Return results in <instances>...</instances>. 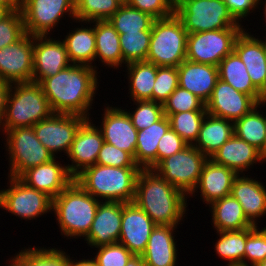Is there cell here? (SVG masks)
<instances>
[{"label": "cell", "mask_w": 266, "mask_h": 266, "mask_svg": "<svg viewBox=\"0 0 266 266\" xmlns=\"http://www.w3.org/2000/svg\"><path fill=\"white\" fill-rule=\"evenodd\" d=\"M94 35L96 44L95 62L99 59L102 65L122 67L123 55L121 52L120 36L109 20L94 21Z\"/></svg>", "instance_id": "cell-29"}, {"label": "cell", "mask_w": 266, "mask_h": 266, "mask_svg": "<svg viewBox=\"0 0 266 266\" xmlns=\"http://www.w3.org/2000/svg\"><path fill=\"white\" fill-rule=\"evenodd\" d=\"M91 121V118L86 119L81 124L66 155L71 160L67 168L74 178L85 168L96 164L104 143L100 129Z\"/></svg>", "instance_id": "cell-18"}, {"label": "cell", "mask_w": 266, "mask_h": 266, "mask_svg": "<svg viewBox=\"0 0 266 266\" xmlns=\"http://www.w3.org/2000/svg\"><path fill=\"white\" fill-rule=\"evenodd\" d=\"M233 134V121L206 114L193 146L210 158Z\"/></svg>", "instance_id": "cell-28"}, {"label": "cell", "mask_w": 266, "mask_h": 266, "mask_svg": "<svg viewBox=\"0 0 266 266\" xmlns=\"http://www.w3.org/2000/svg\"><path fill=\"white\" fill-rule=\"evenodd\" d=\"M108 20L119 34H125L126 32L152 30L155 18L124 2Z\"/></svg>", "instance_id": "cell-37"}, {"label": "cell", "mask_w": 266, "mask_h": 266, "mask_svg": "<svg viewBox=\"0 0 266 266\" xmlns=\"http://www.w3.org/2000/svg\"><path fill=\"white\" fill-rule=\"evenodd\" d=\"M97 250L94 258L98 266H126L129 259L134 256L119 242L97 247Z\"/></svg>", "instance_id": "cell-47"}, {"label": "cell", "mask_w": 266, "mask_h": 266, "mask_svg": "<svg viewBox=\"0 0 266 266\" xmlns=\"http://www.w3.org/2000/svg\"><path fill=\"white\" fill-rule=\"evenodd\" d=\"M4 134V145L9 155L8 176L19 177L28 168L54 159L49 150L37 139L33 127H18Z\"/></svg>", "instance_id": "cell-8"}, {"label": "cell", "mask_w": 266, "mask_h": 266, "mask_svg": "<svg viewBox=\"0 0 266 266\" xmlns=\"http://www.w3.org/2000/svg\"><path fill=\"white\" fill-rule=\"evenodd\" d=\"M234 52L244 63L253 85L266 97L265 41L244 29L236 38Z\"/></svg>", "instance_id": "cell-22"}, {"label": "cell", "mask_w": 266, "mask_h": 266, "mask_svg": "<svg viewBox=\"0 0 266 266\" xmlns=\"http://www.w3.org/2000/svg\"><path fill=\"white\" fill-rule=\"evenodd\" d=\"M11 84L0 78V120L4 117L6 111V102Z\"/></svg>", "instance_id": "cell-52"}, {"label": "cell", "mask_w": 266, "mask_h": 266, "mask_svg": "<svg viewBox=\"0 0 266 266\" xmlns=\"http://www.w3.org/2000/svg\"><path fill=\"white\" fill-rule=\"evenodd\" d=\"M125 67L128 76L129 97L132 101H152V90L157 76V68L147 61L133 62Z\"/></svg>", "instance_id": "cell-35"}, {"label": "cell", "mask_w": 266, "mask_h": 266, "mask_svg": "<svg viewBox=\"0 0 266 266\" xmlns=\"http://www.w3.org/2000/svg\"><path fill=\"white\" fill-rule=\"evenodd\" d=\"M25 33L22 11H11L0 21V49L15 43Z\"/></svg>", "instance_id": "cell-45"}, {"label": "cell", "mask_w": 266, "mask_h": 266, "mask_svg": "<svg viewBox=\"0 0 266 266\" xmlns=\"http://www.w3.org/2000/svg\"><path fill=\"white\" fill-rule=\"evenodd\" d=\"M53 111L38 83L11 84L6 111L1 119L2 133L18 127H32L49 118Z\"/></svg>", "instance_id": "cell-5"}, {"label": "cell", "mask_w": 266, "mask_h": 266, "mask_svg": "<svg viewBox=\"0 0 266 266\" xmlns=\"http://www.w3.org/2000/svg\"><path fill=\"white\" fill-rule=\"evenodd\" d=\"M8 188L0 190V208L21 220H35L52 212V198L27 186L18 177L8 176Z\"/></svg>", "instance_id": "cell-10"}, {"label": "cell", "mask_w": 266, "mask_h": 266, "mask_svg": "<svg viewBox=\"0 0 266 266\" xmlns=\"http://www.w3.org/2000/svg\"><path fill=\"white\" fill-rule=\"evenodd\" d=\"M97 71L88 65L71 64L43 79L39 85L53 113L80 115L90 119L89 111L99 90L100 72Z\"/></svg>", "instance_id": "cell-1"}, {"label": "cell", "mask_w": 266, "mask_h": 266, "mask_svg": "<svg viewBox=\"0 0 266 266\" xmlns=\"http://www.w3.org/2000/svg\"><path fill=\"white\" fill-rule=\"evenodd\" d=\"M175 14L188 34L217 29H245L233 18L223 0H175Z\"/></svg>", "instance_id": "cell-7"}, {"label": "cell", "mask_w": 266, "mask_h": 266, "mask_svg": "<svg viewBox=\"0 0 266 266\" xmlns=\"http://www.w3.org/2000/svg\"><path fill=\"white\" fill-rule=\"evenodd\" d=\"M126 3L155 19L169 17L175 13V0H126Z\"/></svg>", "instance_id": "cell-49"}, {"label": "cell", "mask_w": 266, "mask_h": 266, "mask_svg": "<svg viewBox=\"0 0 266 266\" xmlns=\"http://www.w3.org/2000/svg\"><path fill=\"white\" fill-rule=\"evenodd\" d=\"M188 197L153 169H141L136 180L134 203L156 225L177 226L187 214Z\"/></svg>", "instance_id": "cell-2"}, {"label": "cell", "mask_w": 266, "mask_h": 266, "mask_svg": "<svg viewBox=\"0 0 266 266\" xmlns=\"http://www.w3.org/2000/svg\"><path fill=\"white\" fill-rule=\"evenodd\" d=\"M264 1H265V2H264ZM264 1H263V0H258V5H261V6H262V4L264 5V6H263V7H264V9H263V10H264V11H263V12H264V13H263L264 15H263V16L265 17V20H264V21H265V23H266V0H264ZM262 2H263V3H262ZM260 3H261V4H260ZM265 39H266V38H265Z\"/></svg>", "instance_id": "cell-58"}, {"label": "cell", "mask_w": 266, "mask_h": 266, "mask_svg": "<svg viewBox=\"0 0 266 266\" xmlns=\"http://www.w3.org/2000/svg\"><path fill=\"white\" fill-rule=\"evenodd\" d=\"M96 164L113 167H139L130 153L106 142L103 143L99 151Z\"/></svg>", "instance_id": "cell-48"}, {"label": "cell", "mask_w": 266, "mask_h": 266, "mask_svg": "<svg viewBox=\"0 0 266 266\" xmlns=\"http://www.w3.org/2000/svg\"><path fill=\"white\" fill-rule=\"evenodd\" d=\"M265 40V64H266V39Z\"/></svg>", "instance_id": "cell-60"}, {"label": "cell", "mask_w": 266, "mask_h": 266, "mask_svg": "<svg viewBox=\"0 0 266 266\" xmlns=\"http://www.w3.org/2000/svg\"><path fill=\"white\" fill-rule=\"evenodd\" d=\"M1 130H2V127H1V120H0V132L2 133V131H1Z\"/></svg>", "instance_id": "cell-61"}, {"label": "cell", "mask_w": 266, "mask_h": 266, "mask_svg": "<svg viewBox=\"0 0 266 266\" xmlns=\"http://www.w3.org/2000/svg\"><path fill=\"white\" fill-rule=\"evenodd\" d=\"M237 175L234 170L216 164L208 158L203 166L198 184L188 198L195 196L194 193H198V190H200V197L203 203L205 202L204 204L210 205L230 195L234 178Z\"/></svg>", "instance_id": "cell-23"}, {"label": "cell", "mask_w": 266, "mask_h": 266, "mask_svg": "<svg viewBox=\"0 0 266 266\" xmlns=\"http://www.w3.org/2000/svg\"><path fill=\"white\" fill-rule=\"evenodd\" d=\"M255 266H266V259L264 261L257 263Z\"/></svg>", "instance_id": "cell-59"}, {"label": "cell", "mask_w": 266, "mask_h": 266, "mask_svg": "<svg viewBox=\"0 0 266 266\" xmlns=\"http://www.w3.org/2000/svg\"><path fill=\"white\" fill-rule=\"evenodd\" d=\"M178 86L177 67L158 66L152 90V101L163 105Z\"/></svg>", "instance_id": "cell-44"}, {"label": "cell", "mask_w": 266, "mask_h": 266, "mask_svg": "<svg viewBox=\"0 0 266 266\" xmlns=\"http://www.w3.org/2000/svg\"><path fill=\"white\" fill-rule=\"evenodd\" d=\"M266 259V227L247 228L244 266H255Z\"/></svg>", "instance_id": "cell-42"}, {"label": "cell", "mask_w": 266, "mask_h": 266, "mask_svg": "<svg viewBox=\"0 0 266 266\" xmlns=\"http://www.w3.org/2000/svg\"><path fill=\"white\" fill-rule=\"evenodd\" d=\"M86 119L80 115L53 113L32 127L37 139L55 158L59 152L68 154L77 130Z\"/></svg>", "instance_id": "cell-13"}, {"label": "cell", "mask_w": 266, "mask_h": 266, "mask_svg": "<svg viewBox=\"0 0 266 266\" xmlns=\"http://www.w3.org/2000/svg\"><path fill=\"white\" fill-rule=\"evenodd\" d=\"M193 110H206L205 103L180 86L163 103V113L167 117L170 114Z\"/></svg>", "instance_id": "cell-41"}, {"label": "cell", "mask_w": 266, "mask_h": 266, "mask_svg": "<svg viewBox=\"0 0 266 266\" xmlns=\"http://www.w3.org/2000/svg\"><path fill=\"white\" fill-rule=\"evenodd\" d=\"M188 32L174 13L152 24L147 62L156 66L178 67L186 59Z\"/></svg>", "instance_id": "cell-6"}, {"label": "cell", "mask_w": 266, "mask_h": 266, "mask_svg": "<svg viewBox=\"0 0 266 266\" xmlns=\"http://www.w3.org/2000/svg\"><path fill=\"white\" fill-rule=\"evenodd\" d=\"M123 3L122 0H75V22L108 20Z\"/></svg>", "instance_id": "cell-38"}, {"label": "cell", "mask_w": 266, "mask_h": 266, "mask_svg": "<svg viewBox=\"0 0 266 266\" xmlns=\"http://www.w3.org/2000/svg\"><path fill=\"white\" fill-rule=\"evenodd\" d=\"M258 103L250 96L218 79L205 104L207 114L235 122L248 114Z\"/></svg>", "instance_id": "cell-17"}, {"label": "cell", "mask_w": 266, "mask_h": 266, "mask_svg": "<svg viewBox=\"0 0 266 266\" xmlns=\"http://www.w3.org/2000/svg\"><path fill=\"white\" fill-rule=\"evenodd\" d=\"M140 167H113L95 164L85 168L74 180L101 202L134 201Z\"/></svg>", "instance_id": "cell-3"}, {"label": "cell", "mask_w": 266, "mask_h": 266, "mask_svg": "<svg viewBox=\"0 0 266 266\" xmlns=\"http://www.w3.org/2000/svg\"><path fill=\"white\" fill-rule=\"evenodd\" d=\"M56 158L28 168L18 178L27 186L45 192L52 199L55 198L74 181L66 163L62 165Z\"/></svg>", "instance_id": "cell-20"}, {"label": "cell", "mask_w": 266, "mask_h": 266, "mask_svg": "<svg viewBox=\"0 0 266 266\" xmlns=\"http://www.w3.org/2000/svg\"><path fill=\"white\" fill-rule=\"evenodd\" d=\"M34 36L25 33L0 49V78L10 84L32 82Z\"/></svg>", "instance_id": "cell-14"}, {"label": "cell", "mask_w": 266, "mask_h": 266, "mask_svg": "<svg viewBox=\"0 0 266 266\" xmlns=\"http://www.w3.org/2000/svg\"><path fill=\"white\" fill-rule=\"evenodd\" d=\"M208 157L193 145L161 160L153 170L187 197L194 191Z\"/></svg>", "instance_id": "cell-9"}, {"label": "cell", "mask_w": 266, "mask_h": 266, "mask_svg": "<svg viewBox=\"0 0 266 266\" xmlns=\"http://www.w3.org/2000/svg\"><path fill=\"white\" fill-rule=\"evenodd\" d=\"M243 30L217 29L188 34L186 59L218 66L225 56L234 51L236 38Z\"/></svg>", "instance_id": "cell-11"}, {"label": "cell", "mask_w": 266, "mask_h": 266, "mask_svg": "<svg viewBox=\"0 0 266 266\" xmlns=\"http://www.w3.org/2000/svg\"><path fill=\"white\" fill-rule=\"evenodd\" d=\"M25 32L32 36H48L65 15L75 17V0H21Z\"/></svg>", "instance_id": "cell-12"}, {"label": "cell", "mask_w": 266, "mask_h": 266, "mask_svg": "<svg viewBox=\"0 0 266 266\" xmlns=\"http://www.w3.org/2000/svg\"><path fill=\"white\" fill-rule=\"evenodd\" d=\"M102 123L97 125L104 142L130 153L135 160L138 130L123 108L105 106Z\"/></svg>", "instance_id": "cell-19"}, {"label": "cell", "mask_w": 266, "mask_h": 266, "mask_svg": "<svg viewBox=\"0 0 266 266\" xmlns=\"http://www.w3.org/2000/svg\"><path fill=\"white\" fill-rule=\"evenodd\" d=\"M121 202H100L88 234L83 238L90 247L116 243L120 239Z\"/></svg>", "instance_id": "cell-21"}, {"label": "cell", "mask_w": 266, "mask_h": 266, "mask_svg": "<svg viewBox=\"0 0 266 266\" xmlns=\"http://www.w3.org/2000/svg\"><path fill=\"white\" fill-rule=\"evenodd\" d=\"M214 229L217 231H239L254 225L247 219L240 203L231 195L209 205Z\"/></svg>", "instance_id": "cell-33"}, {"label": "cell", "mask_w": 266, "mask_h": 266, "mask_svg": "<svg viewBox=\"0 0 266 266\" xmlns=\"http://www.w3.org/2000/svg\"><path fill=\"white\" fill-rule=\"evenodd\" d=\"M8 266H29V247L19 250L13 257H10Z\"/></svg>", "instance_id": "cell-53"}, {"label": "cell", "mask_w": 266, "mask_h": 266, "mask_svg": "<svg viewBox=\"0 0 266 266\" xmlns=\"http://www.w3.org/2000/svg\"><path fill=\"white\" fill-rule=\"evenodd\" d=\"M156 224L134 202L122 203V220L119 243L133 255H142Z\"/></svg>", "instance_id": "cell-16"}, {"label": "cell", "mask_w": 266, "mask_h": 266, "mask_svg": "<svg viewBox=\"0 0 266 266\" xmlns=\"http://www.w3.org/2000/svg\"><path fill=\"white\" fill-rule=\"evenodd\" d=\"M223 2L239 24H241L242 19L247 18L255 9H259L258 0H223Z\"/></svg>", "instance_id": "cell-51"}, {"label": "cell", "mask_w": 266, "mask_h": 266, "mask_svg": "<svg viewBox=\"0 0 266 266\" xmlns=\"http://www.w3.org/2000/svg\"><path fill=\"white\" fill-rule=\"evenodd\" d=\"M9 13L10 11L5 6L0 5V21L3 20Z\"/></svg>", "instance_id": "cell-57"}, {"label": "cell", "mask_w": 266, "mask_h": 266, "mask_svg": "<svg viewBox=\"0 0 266 266\" xmlns=\"http://www.w3.org/2000/svg\"><path fill=\"white\" fill-rule=\"evenodd\" d=\"M216 164L234 170L237 174H245L253 164L265 162L262 153L251 144L233 134L209 158ZM263 161V162H262ZM245 171V172H243Z\"/></svg>", "instance_id": "cell-26"}, {"label": "cell", "mask_w": 266, "mask_h": 266, "mask_svg": "<svg viewBox=\"0 0 266 266\" xmlns=\"http://www.w3.org/2000/svg\"><path fill=\"white\" fill-rule=\"evenodd\" d=\"M177 71L179 86L206 104L219 79L218 66L195 63L185 59L177 67Z\"/></svg>", "instance_id": "cell-25"}, {"label": "cell", "mask_w": 266, "mask_h": 266, "mask_svg": "<svg viewBox=\"0 0 266 266\" xmlns=\"http://www.w3.org/2000/svg\"><path fill=\"white\" fill-rule=\"evenodd\" d=\"M219 236L215 243L218 257L228 261V266H244V252L247 239V228L239 231H217Z\"/></svg>", "instance_id": "cell-36"}, {"label": "cell", "mask_w": 266, "mask_h": 266, "mask_svg": "<svg viewBox=\"0 0 266 266\" xmlns=\"http://www.w3.org/2000/svg\"><path fill=\"white\" fill-rule=\"evenodd\" d=\"M218 75L220 80L230 84L237 91L250 95L258 104L266 100L253 85L244 63L234 51L221 60Z\"/></svg>", "instance_id": "cell-32"}, {"label": "cell", "mask_w": 266, "mask_h": 266, "mask_svg": "<svg viewBox=\"0 0 266 266\" xmlns=\"http://www.w3.org/2000/svg\"><path fill=\"white\" fill-rule=\"evenodd\" d=\"M0 5L5 6L10 12L21 10V0H0Z\"/></svg>", "instance_id": "cell-55"}, {"label": "cell", "mask_w": 266, "mask_h": 266, "mask_svg": "<svg viewBox=\"0 0 266 266\" xmlns=\"http://www.w3.org/2000/svg\"><path fill=\"white\" fill-rule=\"evenodd\" d=\"M206 110H193L170 114V127L189 145H193L198 138L200 127Z\"/></svg>", "instance_id": "cell-40"}, {"label": "cell", "mask_w": 266, "mask_h": 266, "mask_svg": "<svg viewBox=\"0 0 266 266\" xmlns=\"http://www.w3.org/2000/svg\"><path fill=\"white\" fill-rule=\"evenodd\" d=\"M119 36L123 64L146 61L150 48L151 30L126 32Z\"/></svg>", "instance_id": "cell-39"}, {"label": "cell", "mask_w": 266, "mask_h": 266, "mask_svg": "<svg viewBox=\"0 0 266 266\" xmlns=\"http://www.w3.org/2000/svg\"><path fill=\"white\" fill-rule=\"evenodd\" d=\"M230 195L240 203L245 216L254 226L258 225V219L266 215V187L259 180L238 174Z\"/></svg>", "instance_id": "cell-24"}, {"label": "cell", "mask_w": 266, "mask_h": 266, "mask_svg": "<svg viewBox=\"0 0 266 266\" xmlns=\"http://www.w3.org/2000/svg\"><path fill=\"white\" fill-rule=\"evenodd\" d=\"M29 247V266H69V255L62 249Z\"/></svg>", "instance_id": "cell-46"}, {"label": "cell", "mask_w": 266, "mask_h": 266, "mask_svg": "<svg viewBox=\"0 0 266 266\" xmlns=\"http://www.w3.org/2000/svg\"><path fill=\"white\" fill-rule=\"evenodd\" d=\"M133 102L136 105L135 110L127 111V108L125 110L138 131L150 127L164 115L163 105L160 103L151 100Z\"/></svg>", "instance_id": "cell-43"}, {"label": "cell", "mask_w": 266, "mask_h": 266, "mask_svg": "<svg viewBox=\"0 0 266 266\" xmlns=\"http://www.w3.org/2000/svg\"><path fill=\"white\" fill-rule=\"evenodd\" d=\"M50 37L34 36L32 77L34 83L39 84L43 79L59 73L72 64L63 40Z\"/></svg>", "instance_id": "cell-15"}, {"label": "cell", "mask_w": 266, "mask_h": 266, "mask_svg": "<svg viewBox=\"0 0 266 266\" xmlns=\"http://www.w3.org/2000/svg\"><path fill=\"white\" fill-rule=\"evenodd\" d=\"M189 144L185 142L171 127L161 137L157 148V164L166 157L182 151Z\"/></svg>", "instance_id": "cell-50"}, {"label": "cell", "mask_w": 266, "mask_h": 266, "mask_svg": "<svg viewBox=\"0 0 266 266\" xmlns=\"http://www.w3.org/2000/svg\"><path fill=\"white\" fill-rule=\"evenodd\" d=\"M100 202L74 180L52 199V211L57 217L61 235L67 239L84 238L90 230Z\"/></svg>", "instance_id": "cell-4"}, {"label": "cell", "mask_w": 266, "mask_h": 266, "mask_svg": "<svg viewBox=\"0 0 266 266\" xmlns=\"http://www.w3.org/2000/svg\"><path fill=\"white\" fill-rule=\"evenodd\" d=\"M126 266H146L143 262L142 256L134 255L127 262Z\"/></svg>", "instance_id": "cell-56"}, {"label": "cell", "mask_w": 266, "mask_h": 266, "mask_svg": "<svg viewBox=\"0 0 266 266\" xmlns=\"http://www.w3.org/2000/svg\"><path fill=\"white\" fill-rule=\"evenodd\" d=\"M85 25L90 24V27L81 25L74 30L67 32L63 42L66 46L69 60L72 64L88 65L97 70V66L92 63L95 61L96 44L94 35V21L84 22ZM92 24V25H91Z\"/></svg>", "instance_id": "cell-31"}, {"label": "cell", "mask_w": 266, "mask_h": 266, "mask_svg": "<svg viewBox=\"0 0 266 266\" xmlns=\"http://www.w3.org/2000/svg\"><path fill=\"white\" fill-rule=\"evenodd\" d=\"M177 226L156 225L145 252L141 255L146 266H176L178 247L175 241ZM175 230V231H174Z\"/></svg>", "instance_id": "cell-27"}, {"label": "cell", "mask_w": 266, "mask_h": 266, "mask_svg": "<svg viewBox=\"0 0 266 266\" xmlns=\"http://www.w3.org/2000/svg\"><path fill=\"white\" fill-rule=\"evenodd\" d=\"M266 100L256 105L248 114L234 122V134L258 149L266 162V112L259 111Z\"/></svg>", "instance_id": "cell-34"}, {"label": "cell", "mask_w": 266, "mask_h": 266, "mask_svg": "<svg viewBox=\"0 0 266 266\" xmlns=\"http://www.w3.org/2000/svg\"><path fill=\"white\" fill-rule=\"evenodd\" d=\"M69 266H98V264L94 257L92 259H76L75 261V259L72 260L69 255Z\"/></svg>", "instance_id": "cell-54"}, {"label": "cell", "mask_w": 266, "mask_h": 266, "mask_svg": "<svg viewBox=\"0 0 266 266\" xmlns=\"http://www.w3.org/2000/svg\"><path fill=\"white\" fill-rule=\"evenodd\" d=\"M169 128L170 121L163 115L150 127L138 131L135 163L141 169H153L157 165L158 143Z\"/></svg>", "instance_id": "cell-30"}]
</instances>
